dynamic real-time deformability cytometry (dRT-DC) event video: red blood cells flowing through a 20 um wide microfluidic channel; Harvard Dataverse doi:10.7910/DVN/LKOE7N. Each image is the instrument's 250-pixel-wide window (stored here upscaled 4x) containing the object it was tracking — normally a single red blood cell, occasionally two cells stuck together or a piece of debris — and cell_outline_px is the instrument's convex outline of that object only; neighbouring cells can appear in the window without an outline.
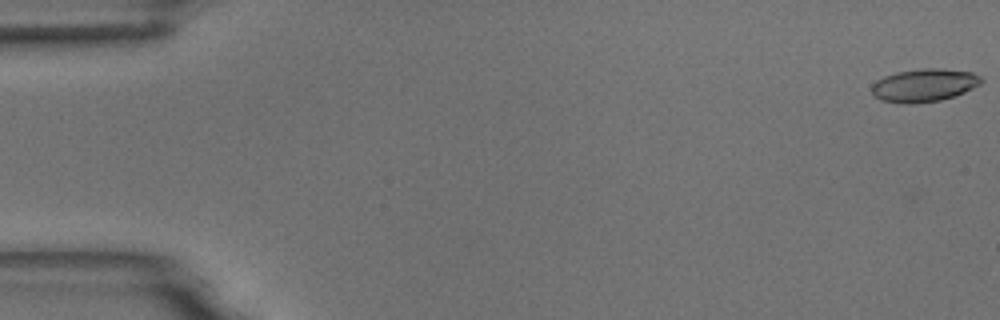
{"species": "common noctule bat (a hibernating species)", "species_latin": "Nyctalus noctula", "temperature_condition": "room temperature", "stored_images_in_passage": 5, "camera_frame_rate_fps": 3000, "um_per_image_px": 0.085, "animal": {"sex": "male", "body_mass_g": 18.8}, "frame": {"image": 1, "passage_image": 1, "time_ms": 0.0, "image_size_px": [1000, 320], "cell_outline_px": [[984, 80], [980, 84], [964, 92], [940, 100], [912, 104], [908, 104], [880, 100], [872, 92], [872, 84], [876, 80], [884, 76], [896, 72], [920, 68], [940, 68], [972, 72], [980, 76]], "centroid_in_image_um": [78.54, 7.23], "position_along_channel_um": 6.5, "area_um2": 21.04}}
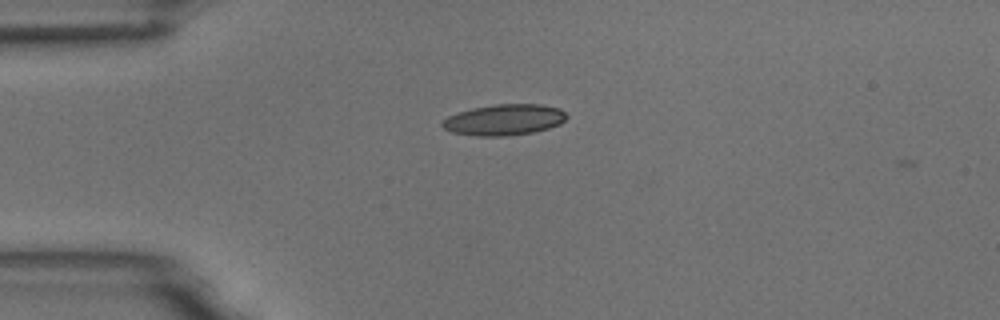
{"frame": {"image": 2, "passage_image": 4, "time_ms": 4.333, "image_size_px": [1000, 320], "cell_outline_px": [[568, 116], [560, 124], [548, 128], [532, 132], [508, 136], [476, 136], [452, 132], [444, 128], [440, 124], [448, 116], [472, 108], [496, 104], [540, 104], [560, 108]], "centroid_in_image_um": [42.86, 10.18], "position_along_channel_um": 42.1, "area_um2": 22.37}}